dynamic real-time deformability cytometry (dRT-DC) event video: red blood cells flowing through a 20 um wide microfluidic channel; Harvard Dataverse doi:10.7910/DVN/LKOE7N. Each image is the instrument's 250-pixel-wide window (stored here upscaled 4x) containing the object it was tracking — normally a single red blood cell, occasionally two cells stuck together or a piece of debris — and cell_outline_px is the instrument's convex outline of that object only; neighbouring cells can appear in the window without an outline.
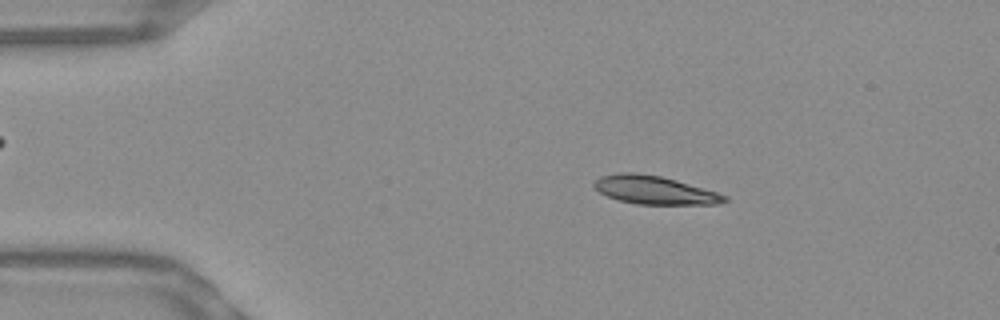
{"species": "Egyptian fruit bat (a non-hibernating species)", "species_latin": "Rousettus aegyptiacus", "temperature_condition": "warm", "stored_images_in_passage": 52, "camera_frame_rate_fps": 3000, "um_per_image_px": 0.085, "frame": {"image": 1, "passage_image": 9, "time_ms": 2.667, "image_size_px": [1000, 320], "cell_outline_px": [[728, 200], [720, 204], [636, 204], [620, 200], [608, 196], [600, 192], [592, 184], [600, 176], [620, 172], [636, 172], [660, 176], [676, 180], [716, 192], [728, 196]], "centroid_in_image_um": [55.63, 16.15], "position_along_channel_um": 29.4, "area_um2": 21.33}}
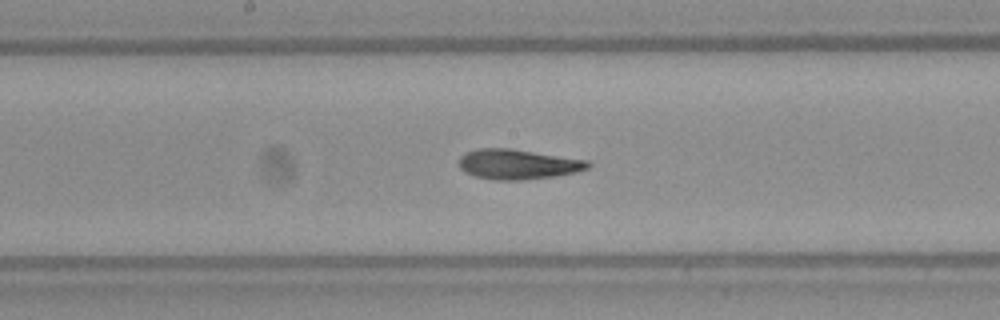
{"frame": {"image": 2, "passage_image": 27, "time_ms": 8.667, "image_size_px": [1000, 320], "cell_outline_px": [[592, 164], [588, 168], [576, 172], [556, 176], [520, 180], [496, 180], [476, 176], [464, 172], [460, 168], [460, 156], [468, 152], [480, 148], [512, 148], [588, 160]], "centroid_in_image_um": [44.05, 13.96], "position_along_channel_um": 204.1, "area_um2": 22.54}}
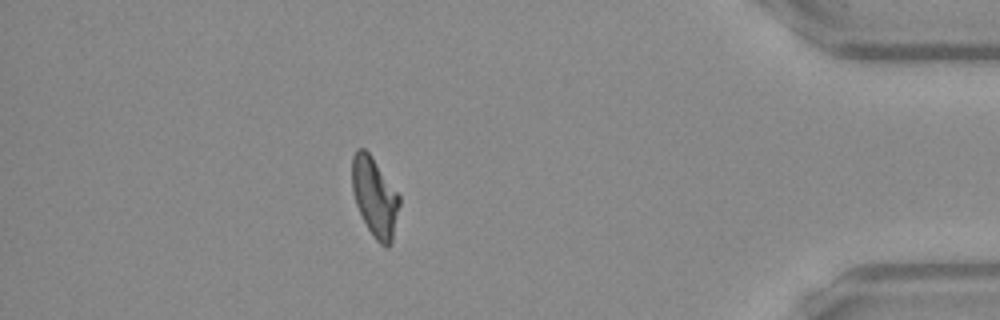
{"frame": {"image": 3, "passage_image": 46, "time_ms": 15.0, "image_size_px": [1000, 320], "cell_outline_px": [[400, 204], [392, 244], [388, 248], [384, 248], [372, 236], [356, 204], [352, 192], [352, 156], [356, 148], [364, 148], [372, 156], [400, 196]], "centroid_in_image_um": [31.86, 16.77], "position_along_channel_um": 403.3, "area_um2": 22.02}, "authors_computed_cell_mechanics": {"area_um2": 21.7617, "velocity_mm_per_s": 3.8478, "shape_relaxation_time_tau1_ms": 9.4548, "shape_relaxation_time_tau2_ms": 1.8781, "deformation_change_tau1": 0.2615, "deformation_change_tau2": 0.092}}